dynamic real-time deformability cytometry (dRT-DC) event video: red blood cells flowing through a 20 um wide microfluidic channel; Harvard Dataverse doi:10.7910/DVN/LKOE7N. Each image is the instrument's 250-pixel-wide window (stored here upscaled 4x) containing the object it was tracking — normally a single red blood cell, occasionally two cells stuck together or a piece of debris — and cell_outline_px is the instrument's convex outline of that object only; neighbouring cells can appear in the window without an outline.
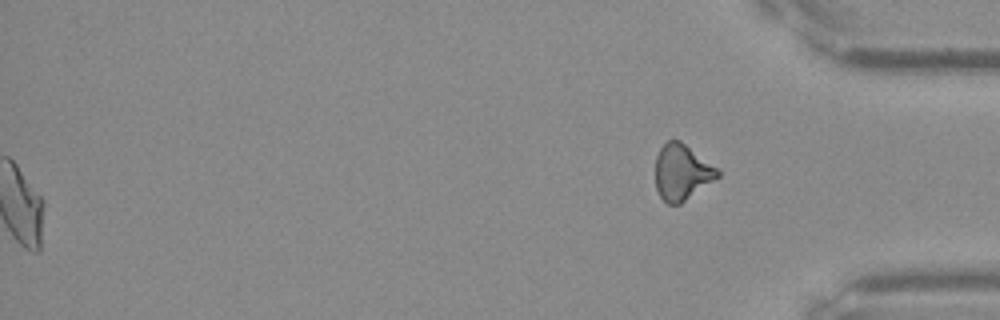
{"species": "Egyptian fruit bat (a non-hibernating species)", "species_latin": "Rousettus aegyptiacus", "temperature_condition": "warm", "stored_images_in_passage": 54, "segment_of_instrument_passage": [2, 2], "camera_frame_rate_fps": 3000, "um_per_image_px": 0.085, "frame": {"image": 1, "passage_image": 54, "time_ms": 17.667, "image_size_px": [1000, 320], "cell_outline_px": [[720, 176], [680, 204], [668, 204], [660, 196], [656, 188], [656, 156], [660, 148], [668, 140], [680, 140], [716, 168], [720, 172]], "centroid_in_image_um": [57.94, 14.64], "position_along_channel_um": 377.3, "area_um2": 19.88}}